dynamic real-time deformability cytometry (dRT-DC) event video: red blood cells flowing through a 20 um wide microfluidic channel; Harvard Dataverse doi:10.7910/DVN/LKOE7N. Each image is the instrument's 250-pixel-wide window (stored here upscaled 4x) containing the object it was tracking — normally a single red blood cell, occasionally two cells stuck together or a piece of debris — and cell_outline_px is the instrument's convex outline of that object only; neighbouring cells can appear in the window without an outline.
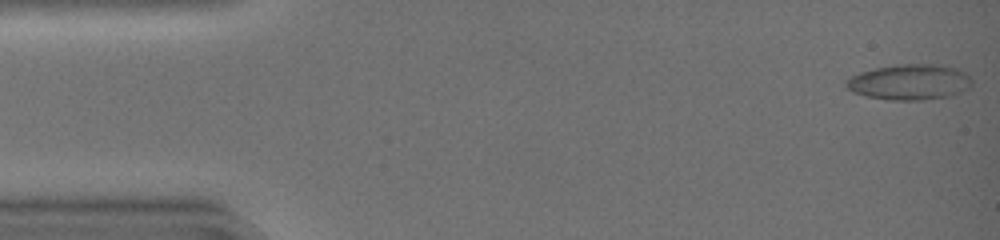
{"species": "common noctule bat (a hibernating species)", "species_latin": "Nyctalus noctula", "temperature_condition": "warm", "stored_images_in_passage": 32, "camera_frame_rate_fps": 3000, "um_per_image_px": 0.085, "animal": {"sex": "female", "body_mass_g": 19.0, "forearm_length_mm": 51.5}, "frame": {"image": 1, "passage_image": 1, "time_ms": 0.0, "image_size_px": [1000, 240], "cell_outline_px": [[972, 84], [968, 88], [960, 92], [948, 96], [920, 100], [888, 100], [864, 96], [852, 92], [844, 84], [844, 80], [860, 72], [876, 68], [896, 64], [940, 64], [956, 68], [964, 72], [972, 80]], "centroid_in_image_um": [77.28, 6.97], "position_along_channel_um": 7.7, "area_um2": 26.18}}
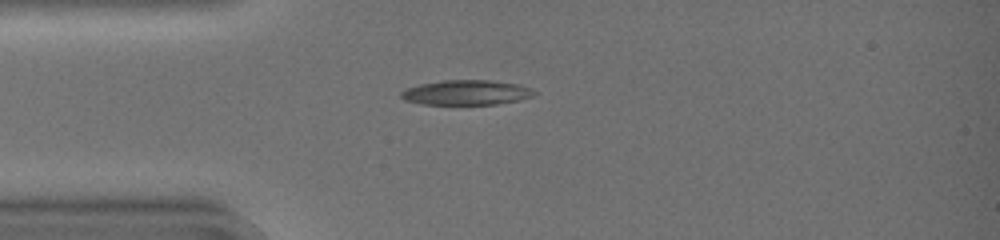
{"frame": {"image": 2, "passage_image": 12, "time_ms": 3.667, "image_size_px": [1000, 240], "cell_outline_px": [[536, 92], [532, 96], [520, 100], [496, 104], [424, 104], [404, 100], [400, 96], [400, 92], [408, 88], [420, 84], [444, 80], [492, 80], [520, 84], [532, 88]], "centroid_in_image_um": [39.67, 7.86], "position_along_channel_um": 45.3, "area_um2": 19.31}}
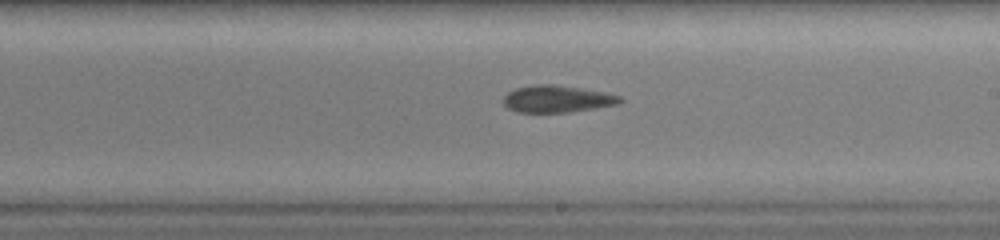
{"frame": {"image": 3, "passage_image": 27, "time_ms": 8.667, "image_size_px": [1000, 240], "cell_outline_px": [[624, 100], [620, 104], [596, 108], [568, 112], [516, 112], [508, 108], [500, 100], [508, 92], [516, 88], [532, 84], [556, 84], [584, 88], [608, 92], [620, 96]], "centroid_in_image_um": [47.37, 8.39], "position_along_channel_um": 241.6, "area_um2": 18.79}}